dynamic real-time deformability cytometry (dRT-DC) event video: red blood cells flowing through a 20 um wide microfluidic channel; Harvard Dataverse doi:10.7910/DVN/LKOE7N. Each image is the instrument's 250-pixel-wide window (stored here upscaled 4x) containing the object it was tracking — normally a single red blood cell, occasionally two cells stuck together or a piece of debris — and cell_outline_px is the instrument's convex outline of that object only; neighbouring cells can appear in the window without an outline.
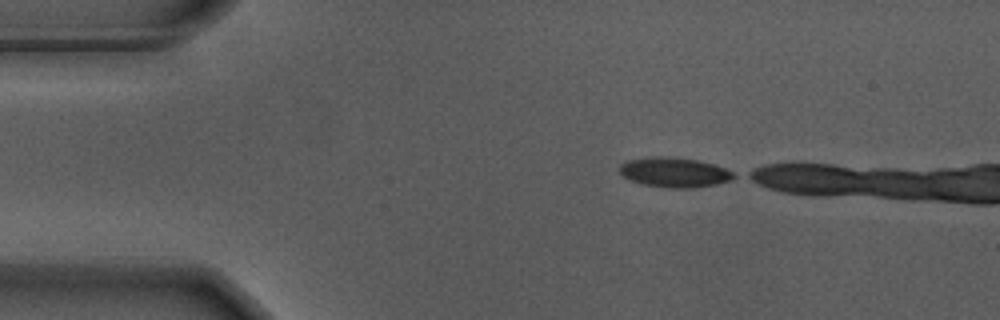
{"species": "Egyptian fruit bat (a non-hibernating species)", "species_latin": "Rousettus aegyptiacus", "temperature_condition": "warm", "stored_images_in_passage": 5, "camera_frame_rate_fps": 3000, "um_per_image_px": 0.085, "animal": {"sex": "male"}, "frame": {"image": 1, "passage_image": 1, "time_ms": 0.0, "image_size_px": [1000, 320], "cell_outline_px": [[736, 176], [728, 180], [716, 184], [692, 188], [668, 188], [640, 184], [628, 180], [620, 172], [620, 164], [628, 160], [652, 156], [664, 156], [696, 160], [712, 164], [724, 168], [732, 172]], "centroid_in_image_um": [57.26, 14.65], "position_along_channel_um": 27.7, "area_um2": 19.71}}